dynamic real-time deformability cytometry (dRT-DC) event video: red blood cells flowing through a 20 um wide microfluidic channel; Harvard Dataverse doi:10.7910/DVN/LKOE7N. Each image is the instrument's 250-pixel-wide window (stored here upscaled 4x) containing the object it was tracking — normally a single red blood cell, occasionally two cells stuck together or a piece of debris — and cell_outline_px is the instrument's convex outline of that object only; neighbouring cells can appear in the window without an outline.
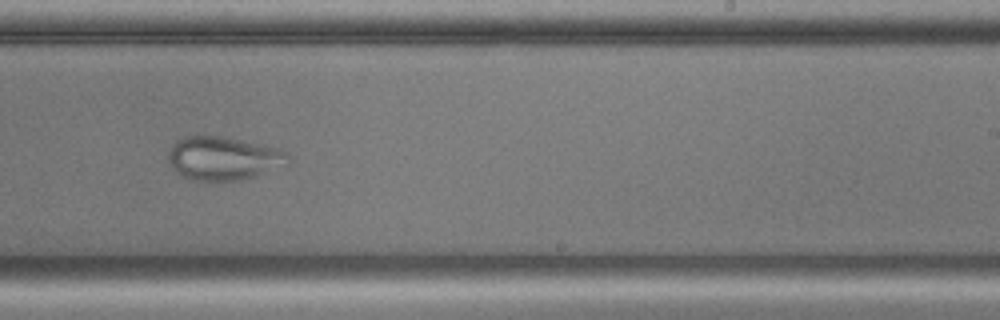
{"species": "common noctule bat (a hibernating species)", "species_latin": "Nyctalus noctula", "temperature_condition": "cold", "stored_images_in_passage": 54, "camera_frame_rate_fps": 3000, "um_per_image_px": 0.085, "animal": {"sex": "male", "body_mass_g": 17.9, "forearm_length_mm": 54.2}, "frame": {"image": 1, "passage_image": 33, "time_ms": 10.667, "image_size_px": [1000, 320], "cell_outline_px": [[288, 164], [256, 176], [240, 180], [192, 180], [176, 172], [168, 160], [168, 152], [172, 144], [176, 140], [184, 136], [224, 136], [244, 140], [280, 148], [288, 156]], "centroid_in_image_um": [18.98, 13.44], "position_along_channel_um": 270.0, "area_um2": 30.4}}
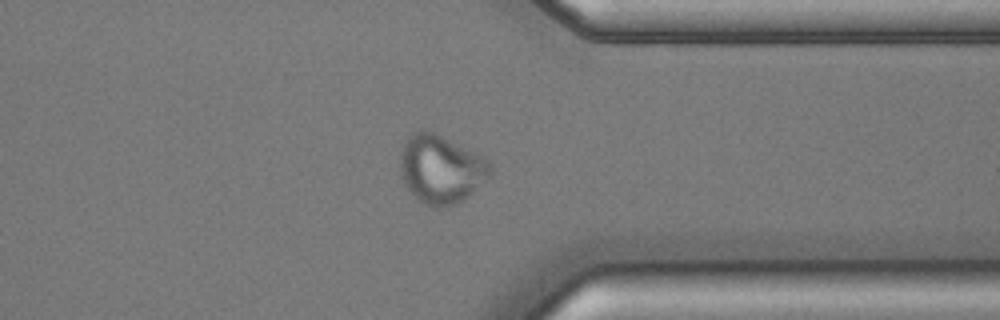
{"frame": {"image": 2, "passage_image": 42, "time_ms": 13.667, "image_size_px": [1000, 320], "cell_outline_px": [[492, 172], [464, 200], [456, 204], [436, 208], [432, 208], [416, 200], [404, 184], [400, 176], [400, 152], [404, 140], [412, 132], [420, 128], [432, 132], [484, 156], [492, 164]], "centroid_in_image_um": [37.43, 14.38], "position_along_channel_um": 374.0, "area_um2": 36.3}}